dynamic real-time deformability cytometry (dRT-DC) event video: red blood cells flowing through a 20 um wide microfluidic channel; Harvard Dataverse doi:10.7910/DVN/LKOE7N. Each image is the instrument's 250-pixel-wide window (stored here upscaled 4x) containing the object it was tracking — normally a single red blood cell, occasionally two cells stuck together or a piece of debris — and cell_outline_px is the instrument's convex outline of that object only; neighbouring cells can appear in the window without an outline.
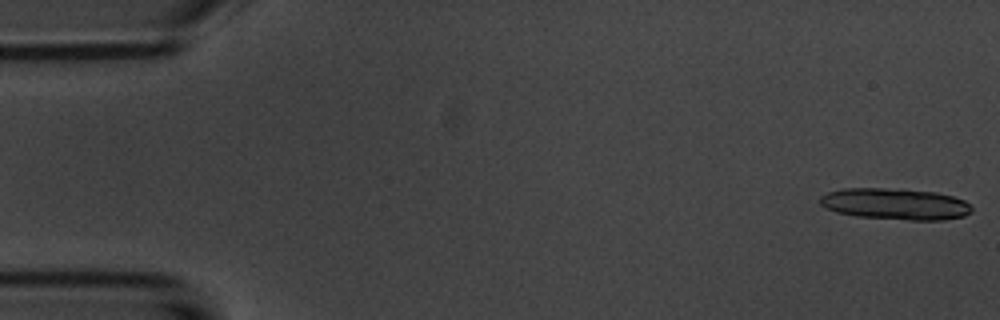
{"species": "common noctule bat (a hibernating species)", "species_latin": "Nyctalus noctula", "temperature_condition": "room temperature", "stored_images_in_passage": 15, "camera_frame_rate_fps": 3000, "um_per_image_px": 0.085, "animal": {"sex": "male", "body_mass_g": 20.1, "forearm_length_mm": 53.5}, "frame": {"image": 1, "passage_image": 1, "time_ms": 0.0, "image_size_px": [1000, 320], "cell_outline_px": [[972, 212], [964, 216], [944, 220], [908, 220], [856, 216], [836, 212], [820, 204], [820, 196], [828, 192], [844, 188], [884, 188], [936, 192], [952, 196], [964, 200], [972, 208]], "centroid_in_image_um": [76.1, 17.34], "position_along_channel_um": 8.9, "area_um2": 27.69}}